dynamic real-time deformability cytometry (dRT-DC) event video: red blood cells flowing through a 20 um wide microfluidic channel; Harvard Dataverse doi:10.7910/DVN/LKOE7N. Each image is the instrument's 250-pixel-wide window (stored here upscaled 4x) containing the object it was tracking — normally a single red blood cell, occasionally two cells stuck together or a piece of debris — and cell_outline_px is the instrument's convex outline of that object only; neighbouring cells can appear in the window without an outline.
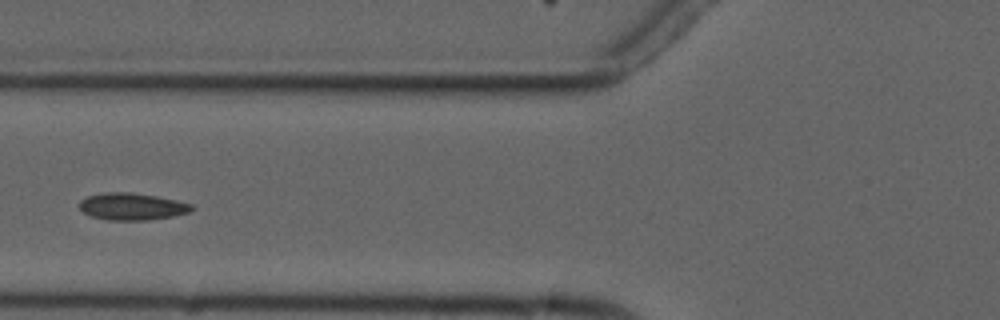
{"species": "common noctule bat (a hibernating species)", "species_latin": "Nyctalus noctula", "temperature_condition": "cold", "stored_images_in_passage": 5, "camera_frame_rate_fps": 3000, "um_per_image_px": 0.085, "animal": {"sex": "male", "forearm_length_mm": 52.5}, "frame": {"image": 1, "passage_image": 5, "time_ms": 4.667, "image_size_px": [1000, 320], "cell_outline_px": [[196, 208], [188, 212], [172, 216], [148, 220], [108, 220], [92, 216], [84, 212], [80, 208], [80, 200], [88, 196], [108, 192], [128, 192], [156, 196], [176, 200], [192, 204]], "centroid_in_image_um": [11.24, 17.55], "position_along_channel_um": 114.6, "area_um2": 17.51}}